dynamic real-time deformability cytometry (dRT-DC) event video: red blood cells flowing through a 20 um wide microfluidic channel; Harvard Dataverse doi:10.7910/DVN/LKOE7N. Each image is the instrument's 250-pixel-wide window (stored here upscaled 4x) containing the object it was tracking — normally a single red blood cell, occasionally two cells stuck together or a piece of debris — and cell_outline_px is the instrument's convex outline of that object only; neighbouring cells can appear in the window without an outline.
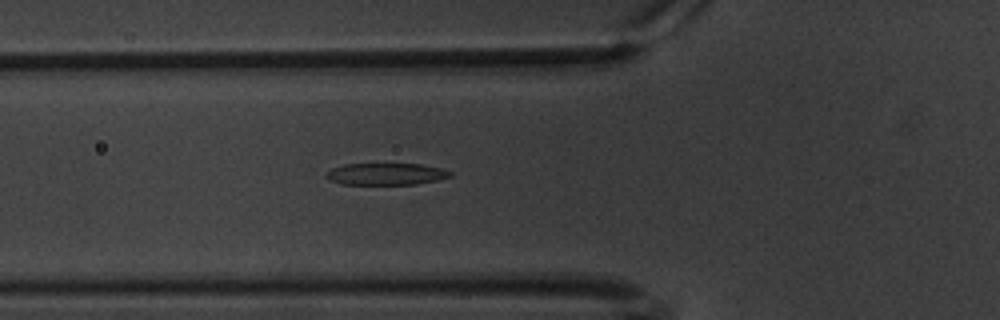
{"species": "common noctule bat (a hibernating species)", "species_latin": "Nyctalus noctula", "temperature_condition": "warm", "stored_images_in_passage": 55, "camera_frame_rate_fps": 3000, "um_per_image_px": 0.085, "animal": {"sex": "male", "body_mass_g": 20.1, "forearm_length_mm": 53.5}, "frame": {"image": 1, "passage_image": 17, "time_ms": 5.333, "image_size_px": [1000, 320], "cell_outline_px": [[452, 176], [436, 180], [416, 184], [344, 184], [328, 180], [324, 176], [332, 168], [344, 164], [420, 164], [440, 168], [452, 172]], "centroid_in_image_um": [32.79, 14.79], "position_along_channel_um": 93.0, "area_um2": 15.66}}
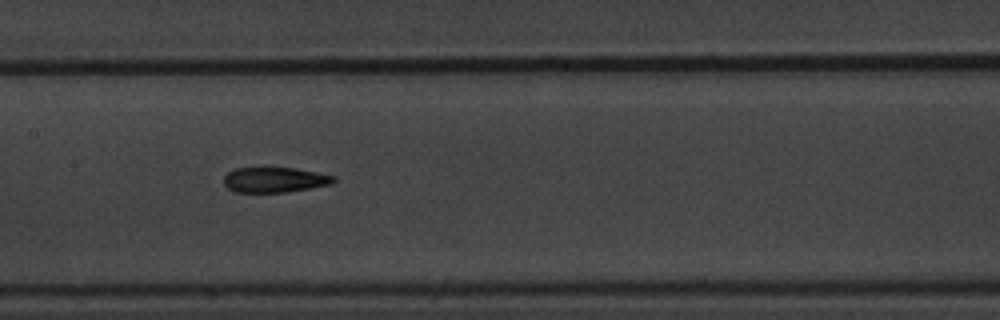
{"frame": {"image": 2, "passage_image": 25, "time_ms": 8.0, "image_size_px": [1000, 320], "cell_outline_px": [[336, 180], [332, 184], [284, 192], [232, 192], [224, 184], [224, 176], [228, 172], [236, 168], [292, 168], [316, 172], [336, 176]], "centroid_in_image_um": [23.33, 15.28], "position_along_channel_um": 184.1, "area_um2": 16.01}}
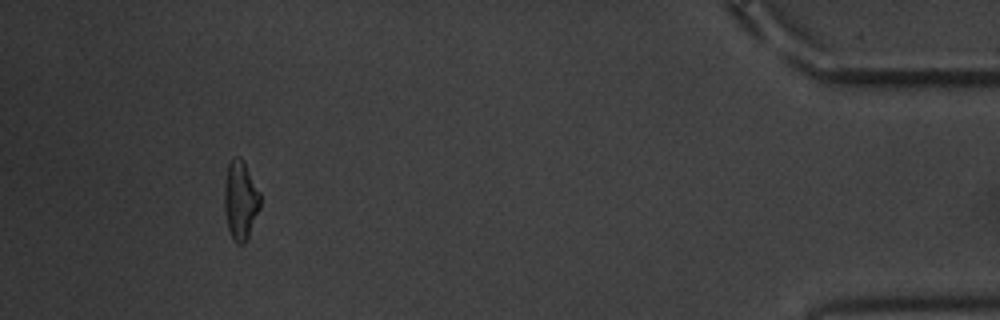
{"frame": {"image": 3, "passage_image": 51, "time_ms": 16.667, "image_size_px": [1000, 320], "cell_outline_px": [[260, 208], [248, 236], [244, 244], [236, 244], [232, 240], [228, 228], [224, 208], [224, 184], [228, 164], [236, 156], [240, 156], [244, 160], [260, 192]], "centroid_in_image_um": [20.43, 17.01], "position_along_channel_um": 414.8, "area_um2": 16.65}, "authors_computed_cell_mechanics": {"area_um2": 16.9354, "velocity_mm_per_s": 3.385, "shape_relaxation_time_tau1_ms": 4.4473, "shape_relaxation_time_tau2_ms": 2.9008, "deformation_change_tau1": 0.1731, "deformation_change_tau2": 0.1212}}